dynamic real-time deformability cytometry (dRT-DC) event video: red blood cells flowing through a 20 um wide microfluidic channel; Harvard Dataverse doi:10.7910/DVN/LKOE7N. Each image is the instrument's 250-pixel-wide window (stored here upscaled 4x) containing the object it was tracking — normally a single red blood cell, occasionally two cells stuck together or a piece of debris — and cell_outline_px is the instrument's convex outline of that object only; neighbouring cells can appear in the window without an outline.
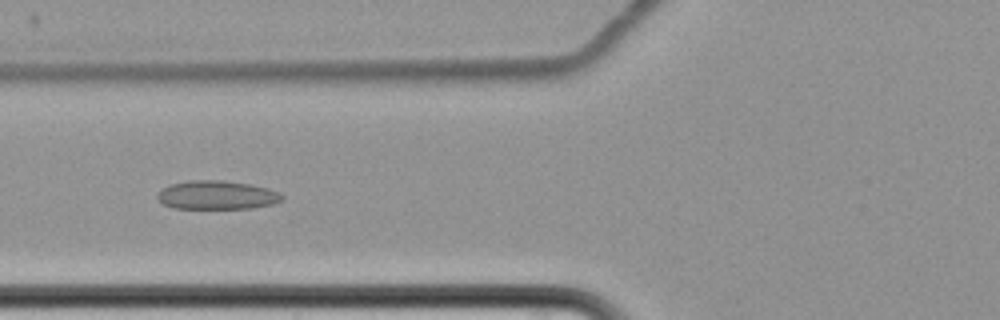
{"species": "common noctule bat (a hibernating species)", "species_latin": "Nyctalus noctula", "temperature_condition": "cold", "stored_images_in_passage": 9, "camera_frame_rate_fps": 3000, "um_per_image_px": 0.085, "animal": {"sex": "female", "body_mass_g": 22.7, "forearm_length_mm": 54.2}, "frame": {"image": 1, "passage_image": 9, "time_ms": 10.333, "image_size_px": [1000, 320], "cell_outline_px": [[284, 200], [272, 204], [252, 208], [172, 208], [164, 204], [156, 196], [160, 188], [168, 184], [192, 180], [224, 180], [252, 184], [268, 188], [280, 192], [284, 196]], "centroid_in_image_um": [18.45, 16.57], "position_along_channel_um": 107.4, "area_um2": 21.1}}